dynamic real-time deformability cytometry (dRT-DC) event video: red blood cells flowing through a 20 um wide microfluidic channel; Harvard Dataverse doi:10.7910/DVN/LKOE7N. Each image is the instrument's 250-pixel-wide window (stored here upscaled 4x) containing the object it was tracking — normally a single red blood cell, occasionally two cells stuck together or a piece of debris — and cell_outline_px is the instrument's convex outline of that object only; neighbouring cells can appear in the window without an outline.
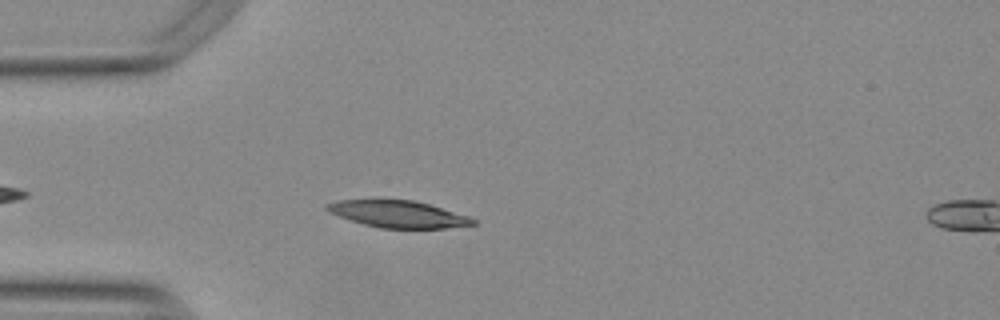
{"species": "Egyptian fruit bat (a non-hibernating species)", "species_latin": "Rousettus aegyptiacus", "temperature_condition": "warm", "stored_images_in_passage": 6, "camera_frame_rate_fps": 3000, "um_per_image_px": 0.085, "animal": {"sex": "female"}, "frame": {"image": 1, "passage_image": 4, "time_ms": 1.0, "image_size_px": [1000, 320], "cell_outline_px": [[476, 224], [444, 228], [380, 228], [364, 224], [340, 216], [324, 208], [328, 204], [340, 200], [412, 200], [428, 204], [468, 216], [476, 220]], "centroid_in_image_um": [33.88, 18.2], "position_along_channel_um": 51.1, "area_um2": 22.31}}